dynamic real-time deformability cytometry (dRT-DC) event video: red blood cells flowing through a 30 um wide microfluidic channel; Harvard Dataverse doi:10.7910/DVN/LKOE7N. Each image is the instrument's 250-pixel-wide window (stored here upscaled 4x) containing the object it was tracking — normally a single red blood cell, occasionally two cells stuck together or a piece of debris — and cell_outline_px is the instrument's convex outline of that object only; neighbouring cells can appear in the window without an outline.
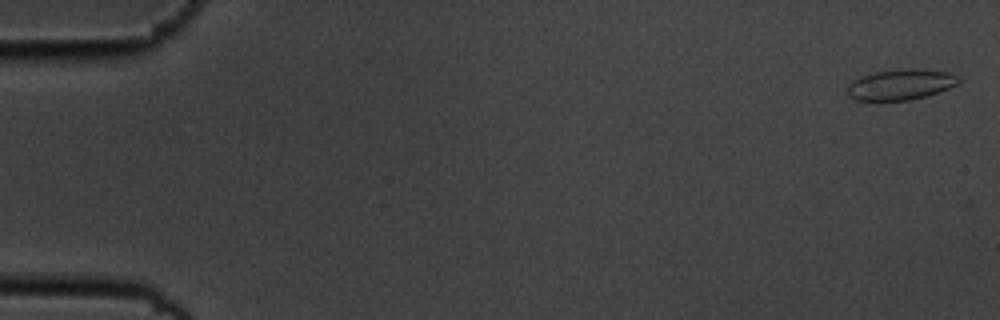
{"species": "common noctule bat (a hibernating species)", "species_latin": "Nyctalus noctula", "temperature_condition": "cold", "stored_images_in_passage": 14, "camera_frame_rate_fps": 3000, "um_per_image_px": 0.085, "animal": {"sex": "male", "body_mass_g": 19.5, "forearm_length_mm": 54.6}, "frame": {"image": 1, "passage_image": 1, "time_ms": 0.0, "image_size_px": [1000, 320], "cell_outline_px": [[960, 80], [956, 84], [948, 88], [924, 96], [908, 100], [856, 100], [848, 96], [848, 84], [852, 80], [860, 76], [876, 72], [948, 72], [960, 76]], "centroid_in_image_um": [76.48, 7.24], "position_along_channel_um": 8.5, "area_um2": 18.55}}
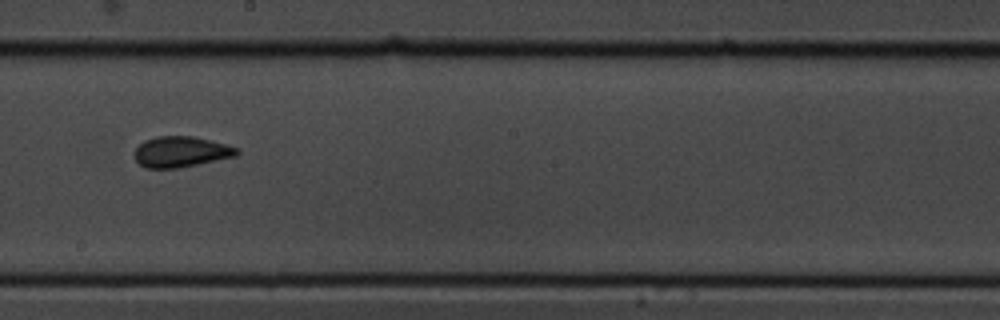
{"frame": {"image": 2, "passage_image": 9, "time_ms": 2.667, "image_size_px": [1000, 320], "cell_outline_px": [[240, 152], [236, 156], [180, 168], [144, 168], [136, 160], [136, 148], [144, 140], [156, 136], [192, 136], [240, 148]], "centroid_in_image_um": [15.4, 12.91], "position_along_channel_um": 232.8, "area_um2": 18.26}}
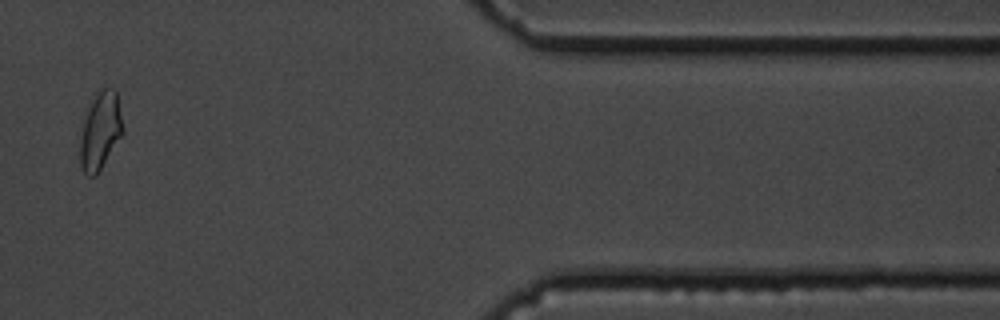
{"frame": {"image": 3, "passage_image": 13, "time_ms": 4.0, "image_size_px": [1000, 320], "cell_outline_px": [[124, 132], [96, 176], [88, 176], [84, 172], [80, 164], [80, 140], [84, 120], [92, 100], [96, 92], [104, 88], [112, 88], [116, 92], [124, 128]], "centroid_in_image_um": [8.53, 11.14], "position_along_channel_um": 402.9, "area_um2": 19.07}}